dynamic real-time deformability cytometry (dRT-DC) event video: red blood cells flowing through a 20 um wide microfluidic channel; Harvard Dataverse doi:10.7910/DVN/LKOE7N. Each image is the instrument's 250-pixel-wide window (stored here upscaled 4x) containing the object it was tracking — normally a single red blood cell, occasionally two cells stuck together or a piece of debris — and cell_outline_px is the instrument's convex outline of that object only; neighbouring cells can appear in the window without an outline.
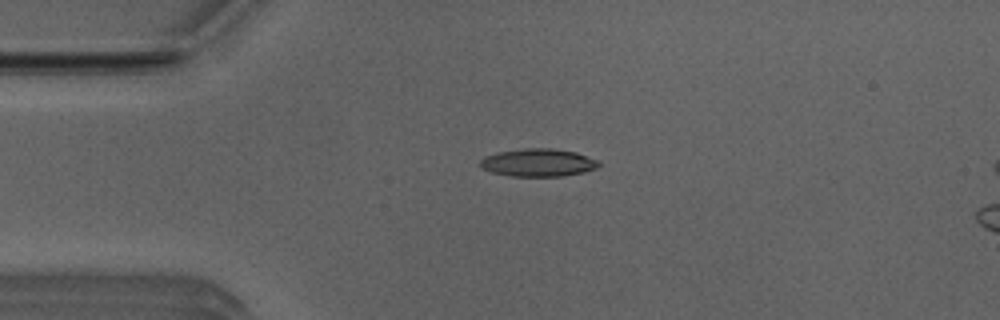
{"species": "Egyptian fruit bat (a non-hibernating species)", "species_latin": "Rousettus aegyptiacus", "temperature_condition": "room temperature", "stored_images_in_passage": 3, "camera_frame_rate_fps": 3000, "um_per_image_px": 0.085, "animal": {"sex": "male"}, "frame": {"image": 1, "passage_image": 2, "time_ms": 0.333, "image_size_px": [1000, 320], "cell_outline_px": [[600, 164], [596, 168], [584, 172], [560, 176], [512, 176], [492, 172], [480, 168], [480, 160], [488, 156], [500, 152], [524, 148], [552, 148], [576, 152], [600, 160]], "centroid_in_image_um": [45.78, 13.82], "position_along_channel_um": 39.2, "area_um2": 19.13}}